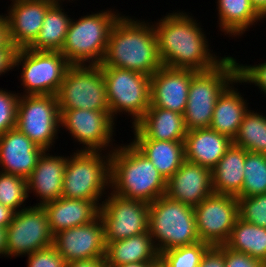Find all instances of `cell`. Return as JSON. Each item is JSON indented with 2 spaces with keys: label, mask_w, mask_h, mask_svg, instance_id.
I'll list each match as a JSON object with an SVG mask.
<instances>
[{
  "label": "cell",
  "mask_w": 266,
  "mask_h": 267,
  "mask_svg": "<svg viewBox=\"0 0 266 267\" xmlns=\"http://www.w3.org/2000/svg\"><path fill=\"white\" fill-rule=\"evenodd\" d=\"M189 14L181 10L172 11L153 22L162 64L170 68L211 70L226 55L214 54L202 24Z\"/></svg>",
  "instance_id": "obj_1"
},
{
  "label": "cell",
  "mask_w": 266,
  "mask_h": 267,
  "mask_svg": "<svg viewBox=\"0 0 266 267\" xmlns=\"http://www.w3.org/2000/svg\"><path fill=\"white\" fill-rule=\"evenodd\" d=\"M133 18L121 15L115 22L100 66L132 70L151 77L163 66L153 22Z\"/></svg>",
  "instance_id": "obj_2"
},
{
  "label": "cell",
  "mask_w": 266,
  "mask_h": 267,
  "mask_svg": "<svg viewBox=\"0 0 266 267\" xmlns=\"http://www.w3.org/2000/svg\"><path fill=\"white\" fill-rule=\"evenodd\" d=\"M110 191L127 199L147 203L166 195L167 181L152 162L130 141L110 153Z\"/></svg>",
  "instance_id": "obj_3"
},
{
  "label": "cell",
  "mask_w": 266,
  "mask_h": 267,
  "mask_svg": "<svg viewBox=\"0 0 266 267\" xmlns=\"http://www.w3.org/2000/svg\"><path fill=\"white\" fill-rule=\"evenodd\" d=\"M107 8L71 18L61 54L71 65H100L113 25L122 15Z\"/></svg>",
  "instance_id": "obj_4"
},
{
  "label": "cell",
  "mask_w": 266,
  "mask_h": 267,
  "mask_svg": "<svg viewBox=\"0 0 266 267\" xmlns=\"http://www.w3.org/2000/svg\"><path fill=\"white\" fill-rule=\"evenodd\" d=\"M72 151L75 152L68 157L64 171L62 196L93 201L100 208L102 200L110 192V153Z\"/></svg>",
  "instance_id": "obj_5"
},
{
  "label": "cell",
  "mask_w": 266,
  "mask_h": 267,
  "mask_svg": "<svg viewBox=\"0 0 266 267\" xmlns=\"http://www.w3.org/2000/svg\"><path fill=\"white\" fill-rule=\"evenodd\" d=\"M148 231L159 254L200 241L194 207L167 195L149 203Z\"/></svg>",
  "instance_id": "obj_6"
},
{
  "label": "cell",
  "mask_w": 266,
  "mask_h": 267,
  "mask_svg": "<svg viewBox=\"0 0 266 267\" xmlns=\"http://www.w3.org/2000/svg\"><path fill=\"white\" fill-rule=\"evenodd\" d=\"M237 77V59L230 55L215 68L192 76L183 114L187 131L210 127L219 95Z\"/></svg>",
  "instance_id": "obj_7"
},
{
  "label": "cell",
  "mask_w": 266,
  "mask_h": 267,
  "mask_svg": "<svg viewBox=\"0 0 266 267\" xmlns=\"http://www.w3.org/2000/svg\"><path fill=\"white\" fill-rule=\"evenodd\" d=\"M106 85L108 106L112 118L128 114L134 126L151 104L150 76L110 66H100Z\"/></svg>",
  "instance_id": "obj_8"
},
{
  "label": "cell",
  "mask_w": 266,
  "mask_h": 267,
  "mask_svg": "<svg viewBox=\"0 0 266 267\" xmlns=\"http://www.w3.org/2000/svg\"><path fill=\"white\" fill-rule=\"evenodd\" d=\"M71 64L60 51H35L18 49L14 69L20 71V95H56Z\"/></svg>",
  "instance_id": "obj_9"
},
{
  "label": "cell",
  "mask_w": 266,
  "mask_h": 267,
  "mask_svg": "<svg viewBox=\"0 0 266 267\" xmlns=\"http://www.w3.org/2000/svg\"><path fill=\"white\" fill-rule=\"evenodd\" d=\"M60 115L56 95H20L16 127L35 145L50 151L59 137Z\"/></svg>",
  "instance_id": "obj_10"
},
{
  "label": "cell",
  "mask_w": 266,
  "mask_h": 267,
  "mask_svg": "<svg viewBox=\"0 0 266 267\" xmlns=\"http://www.w3.org/2000/svg\"><path fill=\"white\" fill-rule=\"evenodd\" d=\"M56 96L59 109L110 110L100 65H70Z\"/></svg>",
  "instance_id": "obj_11"
},
{
  "label": "cell",
  "mask_w": 266,
  "mask_h": 267,
  "mask_svg": "<svg viewBox=\"0 0 266 267\" xmlns=\"http://www.w3.org/2000/svg\"><path fill=\"white\" fill-rule=\"evenodd\" d=\"M60 113V130L64 128L72 140L82 145L77 151L111 153L118 146L113 138L117 123L110 110L60 109Z\"/></svg>",
  "instance_id": "obj_12"
},
{
  "label": "cell",
  "mask_w": 266,
  "mask_h": 267,
  "mask_svg": "<svg viewBox=\"0 0 266 267\" xmlns=\"http://www.w3.org/2000/svg\"><path fill=\"white\" fill-rule=\"evenodd\" d=\"M6 231L7 257L10 259L26 257L53 245L47 213L40 205L33 204L16 212Z\"/></svg>",
  "instance_id": "obj_13"
},
{
  "label": "cell",
  "mask_w": 266,
  "mask_h": 267,
  "mask_svg": "<svg viewBox=\"0 0 266 267\" xmlns=\"http://www.w3.org/2000/svg\"><path fill=\"white\" fill-rule=\"evenodd\" d=\"M106 242L123 240L148 232L149 203L109 192L99 208Z\"/></svg>",
  "instance_id": "obj_14"
},
{
  "label": "cell",
  "mask_w": 266,
  "mask_h": 267,
  "mask_svg": "<svg viewBox=\"0 0 266 267\" xmlns=\"http://www.w3.org/2000/svg\"><path fill=\"white\" fill-rule=\"evenodd\" d=\"M194 214L199 240L210 246L224 245L239 217L238 200L212 193L194 207Z\"/></svg>",
  "instance_id": "obj_15"
},
{
  "label": "cell",
  "mask_w": 266,
  "mask_h": 267,
  "mask_svg": "<svg viewBox=\"0 0 266 267\" xmlns=\"http://www.w3.org/2000/svg\"><path fill=\"white\" fill-rule=\"evenodd\" d=\"M105 228L98 216L89 224L69 228L53 236V246L66 262L105 258Z\"/></svg>",
  "instance_id": "obj_16"
},
{
  "label": "cell",
  "mask_w": 266,
  "mask_h": 267,
  "mask_svg": "<svg viewBox=\"0 0 266 267\" xmlns=\"http://www.w3.org/2000/svg\"><path fill=\"white\" fill-rule=\"evenodd\" d=\"M56 0H17L4 13L10 43L18 50L29 48L39 35L48 8Z\"/></svg>",
  "instance_id": "obj_17"
},
{
  "label": "cell",
  "mask_w": 266,
  "mask_h": 267,
  "mask_svg": "<svg viewBox=\"0 0 266 267\" xmlns=\"http://www.w3.org/2000/svg\"><path fill=\"white\" fill-rule=\"evenodd\" d=\"M191 69L162 66L151 77V105L184 114L192 76Z\"/></svg>",
  "instance_id": "obj_18"
},
{
  "label": "cell",
  "mask_w": 266,
  "mask_h": 267,
  "mask_svg": "<svg viewBox=\"0 0 266 267\" xmlns=\"http://www.w3.org/2000/svg\"><path fill=\"white\" fill-rule=\"evenodd\" d=\"M212 193V170L187 160L167 181L166 195L192 207Z\"/></svg>",
  "instance_id": "obj_19"
},
{
  "label": "cell",
  "mask_w": 266,
  "mask_h": 267,
  "mask_svg": "<svg viewBox=\"0 0 266 267\" xmlns=\"http://www.w3.org/2000/svg\"><path fill=\"white\" fill-rule=\"evenodd\" d=\"M44 150L17 127L0 135V172L27 179Z\"/></svg>",
  "instance_id": "obj_20"
},
{
  "label": "cell",
  "mask_w": 266,
  "mask_h": 267,
  "mask_svg": "<svg viewBox=\"0 0 266 267\" xmlns=\"http://www.w3.org/2000/svg\"><path fill=\"white\" fill-rule=\"evenodd\" d=\"M51 150H46L38 158L37 164L27 178V190L29 194L38 197L39 203L44 204L62 197L64 171L69 156L54 155ZM57 155V156H56Z\"/></svg>",
  "instance_id": "obj_21"
},
{
  "label": "cell",
  "mask_w": 266,
  "mask_h": 267,
  "mask_svg": "<svg viewBox=\"0 0 266 267\" xmlns=\"http://www.w3.org/2000/svg\"><path fill=\"white\" fill-rule=\"evenodd\" d=\"M133 139L184 141L187 135L183 115L160 107H150L134 125Z\"/></svg>",
  "instance_id": "obj_22"
},
{
  "label": "cell",
  "mask_w": 266,
  "mask_h": 267,
  "mask_svg": "<svg viewBox=\"0 0 266 267\" xmlns=\"http://www.w3.org/2000/svg\"><path fill=\"white\" fill-rule=\"evenodd\" d=\"M233 140L212 128H200L187 131L184 140L185 160L212 170Z\"/></svg>",
  "instance_id": "obj_23"
},
{
  "label": "cell",
  "mask_w": 266,
  "mask_h": 267,
  "mask_svg": "<svg viewBox=\"0 0 266 267\" xmlns=\"http://www.w3.org/2000/svg\"><path fill=\"white\" fill-rule=\"evenodd\" d=\"M49 228L54 236L60 231L89 224L99 216V207L93 202L60 197L43 205Z\"/></svg>",
  "instance_id": "obj_24"
},
{
  "label": "cell",
  "mask_w": 266,
  "mask_h": 267,
  "mask_svg": "<svg viewBox=\"0 0 266 267\" xmlns=\"http://www.w3.org/2000/svg\"><path fill=\"white\" fill-rule=\"evenodd\" d=\"M241 79L237 77L219 95L213 111L211 125L214 131L230 137L236 136L245 114L251 107L242 93L234 85H239Z\"/></svg>",
  "instance_id": "obj_25"
},
{
  "label": "cell",
  "mask_w": 266,
  "mask_h": 267,
  "mask_svg": "<svg viewBox=\"0 0 266 267\" xmlns=\"http://www.w3.org/2000/svg\"><path fill=\"white\" fill-rule=\"evenodd\" d=\"M106 244V267L135 262H159L160 254L149 231Z\"/></svg>",
  "instance_id": "obj_26"
},
{
  "label": "cell",
  "mask_w": 266,
  "mask_h": 267,
  "mask_svg": "<svg viewBox=\"0 0 266 267\" xmlns=\"http://www.w3.org/2000/svg\"><path fill=\"white\" fill-rule=\"evenodd\" d=\"M246 150L234 144L226 151L212 169L214 193L237 197L244 182V162Z\"/></svg>",
  "instance_id": "obj_27"
},
{
  "label": "cell",
  "mask_w": 266,
  "mask_h": 267,
  "mask_svg": "<svg viewBox=\"0 0 266 267\" xmlns=\"http://www.w3.org/2000/svg\"><path fill=\"white\" fill-rule=\"evenodd\" d=\"M218 27L228 37L239 38L248 29L265 19L250 0H216ZM262 20V21H261Z\"/></svg>",
  "instance_id": "obj_28"
},
{
  "label": "cell",
  "mask_w": 266,
  "mask_h": 267,
  "mask_svg": "<svg viewBox=\"0 0 266 267\" xmlns=\"http://www.w3.org/2000/svg\"><path fill=\"white\" fill-rule=\"evenodd\" d=\"M131 143L145 155L168 181L185 161L184 141L131 139Z\"/></svg>",
  "instance_id": "obj_29"
},
{
  "label": "cell",
  "mask_w": 266,
  "mask_h": 267,
  "mask_svg": "<svg viewBox=\"0 0 266 267\" xmlns=\"http://www.w3.org/2000/svg\"><path fill=\"white\" fill-rule=\"evenodd\" d=\"M64 1L66 2V0H56L48 8L39 35L29 49L61 51L71 21L68 12H65V8L63 9Z\"/></svg>",
  "instance_id": "obj_30"
},
{
  "label": "cell",
  "mask_w": 266,
  "mask_h": 267,
  "mask_svg": "<svg viewBox=\"0 0 266 267\" xmlns=\"http://www.w3.org/2000/svg\"><path fill=\"white\" fill-rule=\"evenodd\" d=\"M224 245L230 250L245 253L264 262L266 260V228L238 217L230 237Z\"/></svg>",
  "instance_id": "obj_31"
},
{
  "label": "cell",
  "mask_w": 266,
  "mask_h": 267,
  "mask_svg": "<svg viewBox=\"0 0 266 267\" xmlns=\"http://www.w3.org/2000/svg\"><path fill=\"white\" fill-rule=\"evenodd\" d=\"M233 144L246 151L266 154V115L250 108L240 124Z\"/></svg>",
  "instance_id": "obj_32"
},
{
  "label": "cell",
  "mask_w": 266,
  "mask_h": 267,
  "mask_svg": "<svg viewBox=\"0 0 266 267\" xmlns=\"http://www.w3.org/2000/svg\"><path fill=\"white\" fill-rule=\"evenodd\" d=\"M266 194V154L246 151L244 182L237 197Z\"/></svg>",
  "instance_id": "obj_33"
},
{
  "label": "cell",
  "mask_w": 266,
  "mask_h": 267,
  "mask_svg": "<svg viewBox=\"0 0 266 267\" xmlns=\"http://www.w3.org/2000/svg\"><path fill=\"white\" fill-rule=\"evenodd\" d=\"M28 198L27 179L0 172V204L18 212L28 207Z\"/></svg>",
  "instance_id": "obj_34"
},
{
  "label": "cell",
  "mask_w": 266,
  "mask_h": 267,
  "mask_svg": "<svg viewBox=\"0 0 266 267\" xmlns=\"http://www.w3.org/2000/svg\"><path fill=\"white\" fill-rule=\"evenodd\" d=\"M210 247L208 243H197L169 249L161 252L159 261L164 267H199L200 260L205 251Z\"/></svg>",
  "instance_id": "obj_35"
},
{
  "label": "cell",
  "mask_w": 266,
  "mask_h": 267,
  "mask_svg": "<svg viewBox=\"0 0 266 267\" xmlns=\"http://www.w3.org/2000/svg\"><path fill=\"white\" fill-rule=\"evenodd\" d=\"M236 198L238 200L239 218L266 228V194Z\"/></svg>",
  "instance_id": "obj_36"
},
{
  "label": "cell",
  "mask_w": 266,
  "mask_h": 267,
  "mask_svg": "<svg viewBox=\"0 0 266 267\" xmlns=\"http://www.w3.org/2000/svg\"><path fill=\"white\" fill-rule=\"evenodd\" d=\"M20 94L0 88V135L17 125V107Z\"/></svg>",
  "instance_id": "obj_37"
},
{
  "label": "cell",
  "mask_w": 266,
  "mask_h": 267,
  "mask_svg": "<svg viewBox=\"0 0 266 267\" xmlns=\"http://www.w3.org/2000/svg\"><path fill=\"white\" fill-rule=\"evenodd\" d=\"M240 63L237 61L238 77L241 79V84L255 85L266 96V62L256 65Z\"/></svg>",
  "instance_id": "obj_38"
},
{
  "label": "cell",
  "mask_w": 266,
  "mask_h": 267,
  "mask_svg": "<svg viewBox=\"0 0 266 267\" xmlns=\"http://www.w3.org/2000/svg\"><path fill=\"white\" fill-rule=\"evenodd\" d=\"M66 263L53 245L27 255V267H66Z\"/></svg>",
  "instance_id": "obj_39"
},
{
  "label": "cell",
  "mask_w": 266,
  "mask_h": 267,
  "mask_svg": "<svg viewBox=\"0 0 266 267\" xmlns=\"http://www.w3.org/2000/svg\"><path fill=\"white\" fill-rule=\"evenodd\" d=\"M225 267H264V263L245 253L235 252L223 245Z\"/></svg>",
  "instance_id": "obj_40"
},
{
  "label": "cell",
  "mask_w": 266,
  "mask_h": 267,
  "mask_svg": "<svg viewBox=\"0 0 266 267\" xmlns=\"http://www.w3.org/2000/svg\"><path fill=\"white\" fill-rule=\"evenodd\" d=\"M199 267H225L223 245L210 246L202 255Z\"/></svg>",
  "instance_id": "obj_41"
},
{
  "label": "cell",
  "mask_w": 266,
  "mask_h": 267,
  "mask_svg": "<svg viewBox=\"0 0 266 267\" xmlns=\"http://www.w3.org/2000/svg\"><path fill=\"white\" fill-rule=\"evenodd\" d=\"M16 51L17 49H0V76L14 70Z\"/></svg>",
  "instance_id": "obj_42"
},
{
  "label": "cell",
  "mask_w": 266,
  "mask_h": 267,
  "mask_svg": "<svg viewBox=\"0 0 266 267\" xmlns=\"http://www.w3.org/2000/svg\"><path fill=\"white\" fill-rule=\"evenodd\" d=\"M0 49H16L9 41L5 15L0 14Z\"/></svg>",
  "instance_id": "obj_43"
},
{
  "label": "cell",
  "mask_w": 266,
  "mask_h": 267,
  "mask_svg": "<svg viewBox=\"0 0 266 267\" xmlns=\"http://www.w3.org/2000/svg\"><path fill=\"white\" fill-rule=\"evenodd\" d=\"M66 267H106V260L105 258H95L86 261L68 262Z\"/></svg>",
  "instance_id": "obj_44"
},
{
  "label": "cell",
  "mask_w": 266,
  "mask_h": 267,
  "mask_svg": "<svg viewBox=\"0 0 266 267\" xmlns=\"http://www.w3.org/2000/svg\"><path fill=\"white\" fill-rule=\"evenodd\" d=\"M15 213L11 208L0 204V227L7 228L13 220Z\"/></svg>",
  "instance_id": "obj_45"
},
{
  "label": "cell",
  "mask_w": 266,
  "mask_h": 267,
  "mask_svg": "<svg viewBox=\"0 0 266 267\" xmlns=\"http://www.w3.org/2000/svg\"><path fill=\"white\" fill-rule=\"evenodd\" d=\"M0 256L7 258V231L3 227H0Z\"/></svg>",
  "instance_id": "obj_46"
},
{
  "label": "cell",
  "mask_w": 266,
  "mask_h": 267,
  "mask_svg": "<svg viewBox=\"0 0 266 267\" xmlns=\"http://www.w3.org/2000/svg\"><path fill=\"white\" fill-rule=\"evenodd\" d=\"M256 11L266 20V0H250Z\"/></svg>",
  "instance_id": "obj_47"
},
{
  "label": "cell",
  "mask_w": 266,
  "mask_h": 267,
  "mask_svg": "<svg viewBox=\"0 0 266 267\" xmlns=\"http://www.w3.org/2000/svg\"><path fill=\"white\" fill-rule=\"evenodd\" d=\"M158 262H135L126 263L115 267H153Z\"/></svg>",
  "instance_id": "obj_48"
},
{
  "label": "cell",
  "mask_w": 266,
  "mask_h": 267,
  "mask_svg": "<svg viewBox=\"0 0 266 267\" xmlns=\"http://www.w3.org/2000/svg\"><path fill=\"white\" fill-rule=\"evenodd\" d=\"M153 267H164V265L159 261Z\"/></svg>",
  "instance_id": "obj_49"
}]
</instances>
